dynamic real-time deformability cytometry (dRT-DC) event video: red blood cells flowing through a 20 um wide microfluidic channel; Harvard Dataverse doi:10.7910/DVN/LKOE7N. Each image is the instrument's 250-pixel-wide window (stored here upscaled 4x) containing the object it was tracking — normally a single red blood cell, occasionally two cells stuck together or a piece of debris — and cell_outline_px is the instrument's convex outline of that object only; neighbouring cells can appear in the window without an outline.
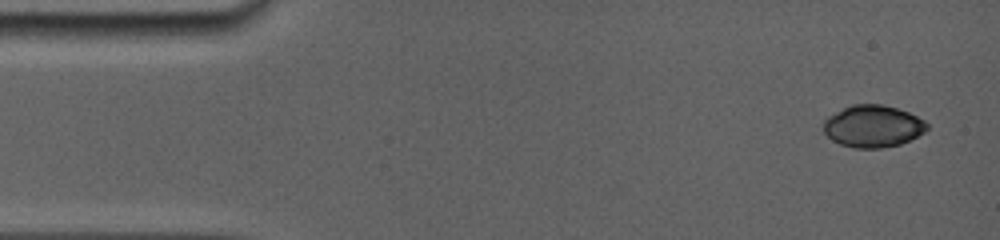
{"species": "common noctule bat (a hibernating species)", "species_latin": "Nyctalus noctula", "temperature_condition": "room temperature", "stored_images_in_passage": 26, "camera_frame_rate_fps": 5000, "um_per_image_px": 0.085, "animal": {"sex": "female", "body_mass_g": 19.0, "forearm_length_mm": 56.7}, "frame": {"image": 1, "passage_image": 1, "time_ms": 0.0, "image_size_px": [1000, 240], "cell_outline_px": [[928, 128], [924, 132], [900, 144], [880, 148], [856, 148], [840, 144], [832, 140], [824, 132], [824, 120], [828, 116], [852, 104], [884, 104], [908, 112], [924, 120], [928, 124]], "centroid_in_image_um": [74.19, 10.72], "position_along_channel_um": 10.8, "area_um2": 25.2}}
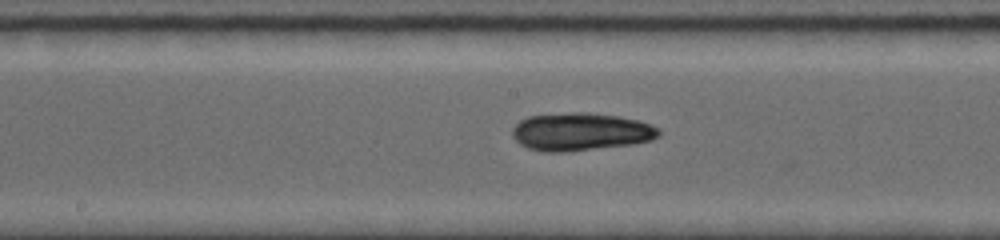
{"frame": {"image": 2, "passage_image": 13, "time_ms": 7.6, "image_size_px": [1000, 240], "cell_outline_px": [[660, 136], [652, 140], [632, 144], [564, 152], [544, 152], [528, 148], [520, 144], [512, 136], [512, 128], [520, 120], [528, 116], [572, 112], [588, 112], [620, 116], [652, 124], [660, 128]], "centroid_in_image_um": [49.37, 11.19], "position_along_channel_um": 198.8, "area_um2": 32.48}}
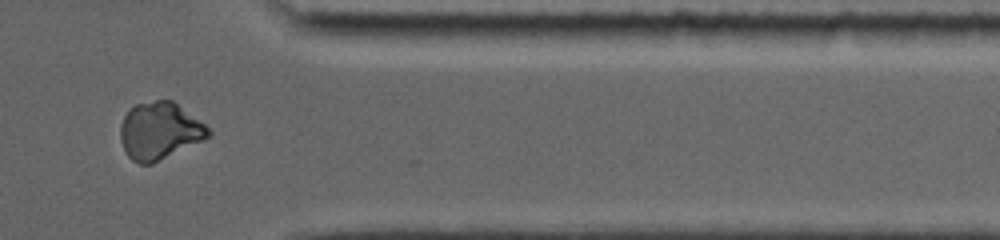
{"frame": {"image": 3, "passage_image": 22, "time_ms": 12.8, "image_size_px": [1000, 240], "cell_outline_px": [[212, 132], [208, 136], [152, 164], [140, 164], [132, 160], [128, 156], [120, 140], [120, 124], [124, 116], [136, 104], [156, 100], [172, 100], [204, 124]], "centroid_in_image_um": [13.52, 11.12], "position_along_channel_um": 397.9, "area_um2": 28.67}, "authors_computed_cell_mechanics": {"area_um2": 29.9404, "velocity_mm_per_s": 3.8863, "shape_relaxation_time_tau1_ms": null, "shape_relaxation_time_tau2_ms": 4.0168, "deformation_change_tau1": null, "deformation_change_tau2": 0.0749}}